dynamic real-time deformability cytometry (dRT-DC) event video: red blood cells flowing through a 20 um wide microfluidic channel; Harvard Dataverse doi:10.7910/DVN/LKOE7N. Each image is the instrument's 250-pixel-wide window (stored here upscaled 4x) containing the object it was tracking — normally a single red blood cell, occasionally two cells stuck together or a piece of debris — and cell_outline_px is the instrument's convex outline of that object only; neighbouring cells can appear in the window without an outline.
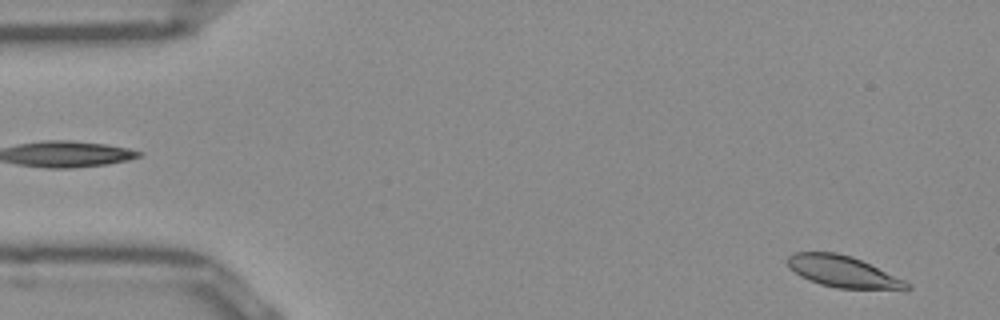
{"species": "Egyptian fruit bat (a non-hibernating species)", "species_latin": "Rousettus aegyptiacus", "temperature_condition": "room temperature", "stored_images_in_passage": 52, "camera_frame_rate_fps": 3000, "um_per_image_px": 0.085, "frame": {"image": 1, "passage_image": 3, "time_ms": 0.667, "image_size_px": [1000, 320], "cell_outline_px": [[912, 288], [908, 292], [836, 288], [820, 284], [808, 280], [800, 276], [788, 268], [784, 260], [792, 252], [836, 252], [852, 256], [904, 280], [912, 284]], "centroid_in_image_um": [71.7, 23.13], "position_along_channel_um": 13.3, "area_um2": 22.77}}
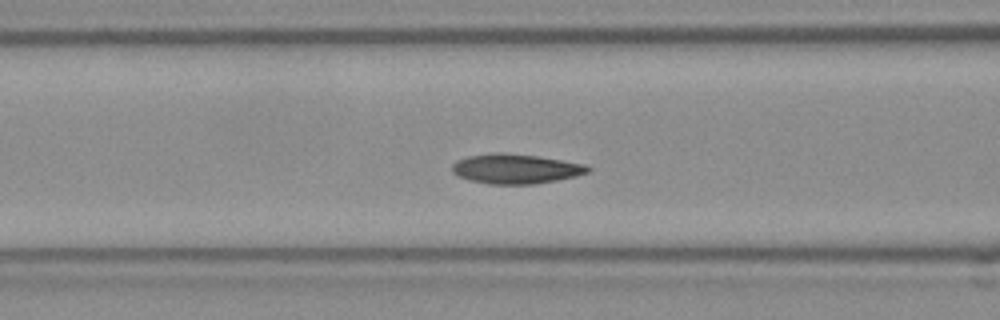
{"frame": {"image": 2, "passage_image": 20, "time_ms": 6.333, "image_size_px": [1000, 320], "cell_outline_px": [[592, 168], [588, 172], [576, 176], [556, 180], [532, 184], [488, 184], [468, 180], [452, 172], [452, 164], [456, 160], [468, 156], [492, 152], [504, 152], [536, 156], [584, 164]], "centroid_in_image_um": [43.79, 14.34], "position_along_channel_um": 122.8, "area_um2": 23.47}}
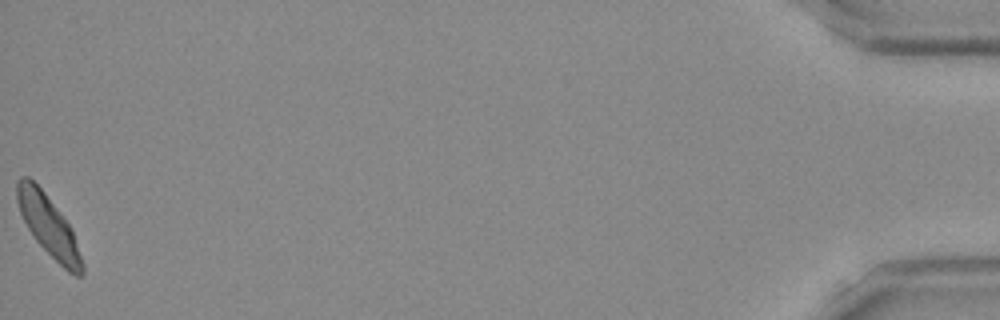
{"frame": {"image": 3, "passage_image": 52, "time_ms": 17.0, "image_size_px": [1000, 320], "cell_outline_px": [[84, 276], [76, 276], [68, 272], [36, 240], [28, 228], [20, 212], [16, 200], [16, 184], [20, 176], [28, 176], [44, 192], [72, 228], [84, 264]], "centroid_in_image_um": [4.14, 19.2], "position_along_channel_um": 431.1, "area_um2": 22.72}, "authors_computed_cell_mechanics": {"area_um2": 22.6576, "velocity_mm_per_s": 3.8597, "shape_relaxation_time_tau1_ms": 3.0746, "shape_relaxation_time_tau2_ms": 2.8278, "deformation_change_tau1": 0.104, "deformation_change_tau2": 0.07}}